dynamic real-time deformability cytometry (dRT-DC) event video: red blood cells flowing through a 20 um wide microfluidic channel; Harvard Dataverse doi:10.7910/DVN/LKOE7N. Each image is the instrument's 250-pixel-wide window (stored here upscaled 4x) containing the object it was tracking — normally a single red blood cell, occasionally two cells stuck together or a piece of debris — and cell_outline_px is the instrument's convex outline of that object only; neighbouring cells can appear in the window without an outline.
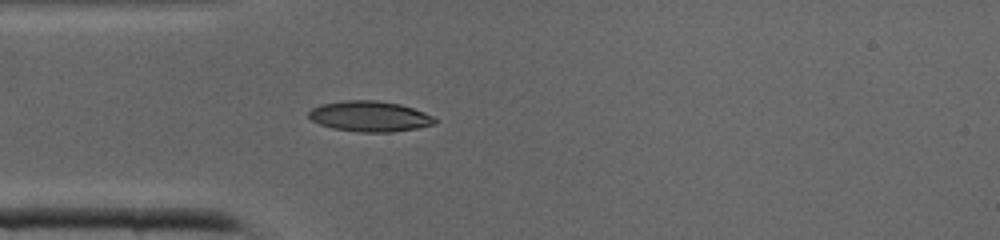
{"species": "common noctule bat (a hibernating species)", "species_latin": "Nyctalus noctula", "temperature_condition": "cold", "stored_images_in_passage": 34, "camera_frame_rate_fps": 3000, "um_per_image_px": 0.085, "animal": {"sex": "male", "body_mass_g": 19.0, "forearm_length_mm": 50.8}, "frame": {"image": 1, "passage_image": 10, "time_ms": 3.0, "image_size_px": [1000, 240], "cell_outline_px": [[436, 124], [416, 128], [392, 132], [360, 132], [332, 128], [320, 124], [312, 120], [308, 116], [308, 112], [312, 108], [320, 104], [344, 100], [376, 100], [400, 104], [424, 112], [432, 116], [436, 120]], "centroid_in_image_um": [31.41, 9.88], "position_along_channel_um": 53.6, "area_um2": 22.43}}
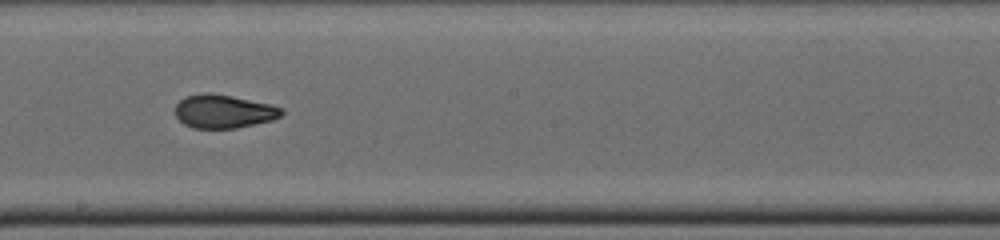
{"frame": {"image": 2, "passage_image": 21, "time_ms": 6.667, "image_size_px": [1000, 240], "cell_outline_px": [[284, 112], [280, 116], [272, 120], [236, 128], [192, 128], [184, 124], [176, 116], [176, 104], [184, 96], [204, 92], [208, 92], [232, 96], [272, 104], [284, 108]], "centroid_in_image_um": [19.02, 9.45], "position_along_channel_um": 229.2, "area_um2": 20.87}}
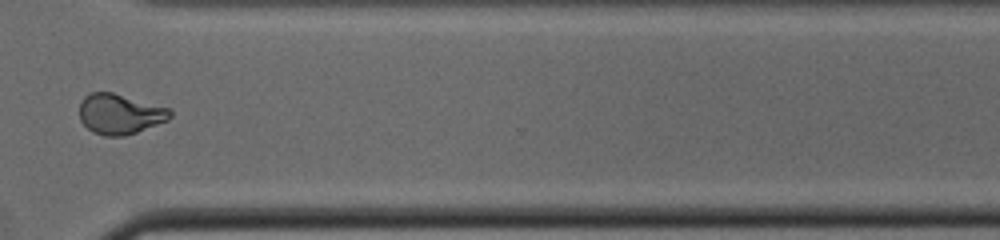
{"frame": {"image": 3, "passage_image": 29, "time_ms": 9.333, "image_size_px": [1000, 240], "cell_outline_px": [[172, 116], [168, 120], [136, 132], [124, 136], [104, 136], [92, 132], [80, 120], [80, 104], [84, 96], [92, 92], [112, 92], [172, 108]], "centroid_in_image_um": [10.21, 9.68], "position_along_channel_um": 360.4, "area_um2": 21.39}}